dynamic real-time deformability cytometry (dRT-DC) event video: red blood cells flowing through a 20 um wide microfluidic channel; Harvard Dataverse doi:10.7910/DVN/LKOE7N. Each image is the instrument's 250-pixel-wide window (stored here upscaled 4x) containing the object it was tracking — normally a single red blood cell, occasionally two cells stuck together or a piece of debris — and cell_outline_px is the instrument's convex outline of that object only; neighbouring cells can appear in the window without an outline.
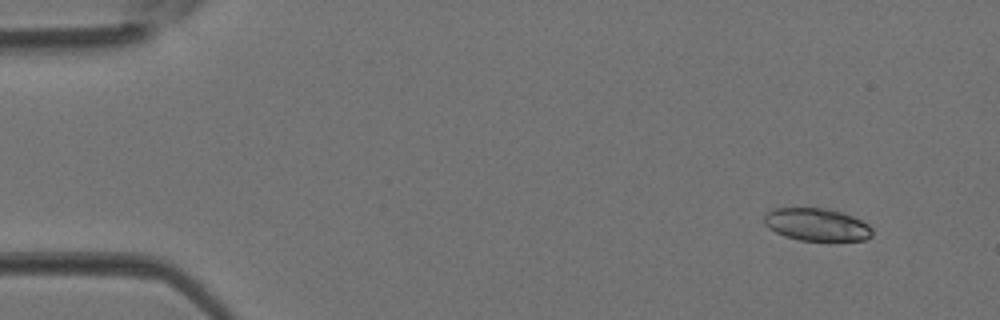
{"species": "Egyptian fruit bat (a non-hibernating species)", "species_latin": "Rousettus aegyptiacus", "temperature_condition": "room temperature", "stored_images_in_passage": 4, "camera_frame_rate_fps": 3000, "um_per_image_px": 0.085, "animal": {"sex": "female"}, "frame": {"image": 1, "passage_image": 2, "time_ms": 0.333, "image_size_px": [1000, 320], "cell_outline_px": [[872, 236], [864, 240], [800, 240], [784, 236], [768, 228], [764, 224], [764, 216], [772, 208], [828, 208], [852, 216], [868, 224], [872, 228]], "centroid_in_image_um": [69.4, 19.08], "position_along_channel_um": 15.6, "area_um2": 20.46}}
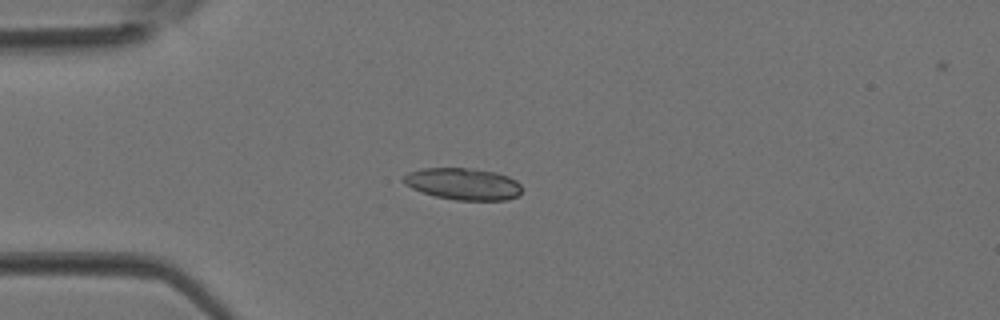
{"frame": {"image": 2, "passage_image": 4, "time_ms": 1.0, "image_size_px": [1000, 320], "cell_outline_px": [[520, 192], [516, 196], [508, 200], [456, 200], [436, 196], [412, 188], [404, 184], [404, 176], [408, 172], [420, 168], [472, 168], [496, 172], [508, 176], [516, 180], [520, 184]], "centroid_in_image_um": [39.37, 15.62], "position_along_channel_um": 45.6, "area_um2": 21.85}}